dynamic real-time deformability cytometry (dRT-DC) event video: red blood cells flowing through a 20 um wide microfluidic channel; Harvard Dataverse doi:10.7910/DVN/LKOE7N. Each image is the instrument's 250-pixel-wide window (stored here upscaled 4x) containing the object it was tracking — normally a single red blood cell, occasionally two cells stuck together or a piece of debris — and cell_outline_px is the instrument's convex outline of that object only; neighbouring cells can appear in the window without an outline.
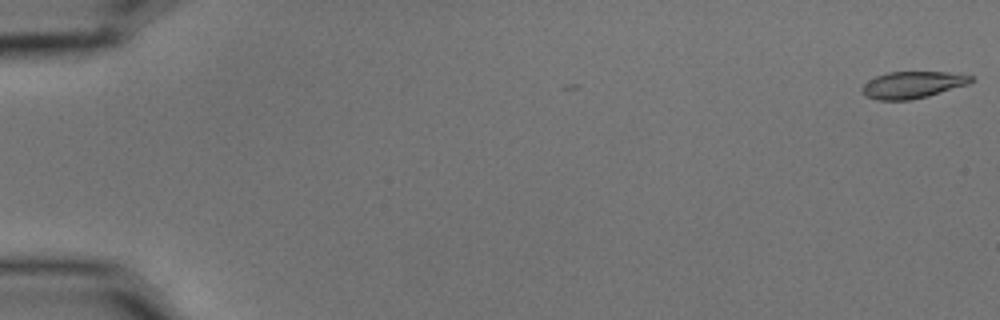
{"species": "common noctule bat (a hibernating species)", "species_latin": "Nyctalus noctula", "temperature_condition": "cold", "stored_images_in_passage": 6, "camera_frame_rate_fps": 3000, "um_per_image_px": 0.085, "animal": {"sex": "male", "body_mass_g": 15.6}, "frame": {"image": 1, "passage_image": 1, "time_ms": 0.0, "image_size_px": [1000, 320], "cell_outline_px": [[972, 80], [968, 84], [928, 96], [908, 100], [876, 100], [868, 96], [860, 88], [868, 80], [876, 76], [888, 72], [948, 72], [972, 76]], "centroid_in_image_um": [77.54, 7.21], "position_along_channel_um": 7.5, "area_um2": 16.82}}
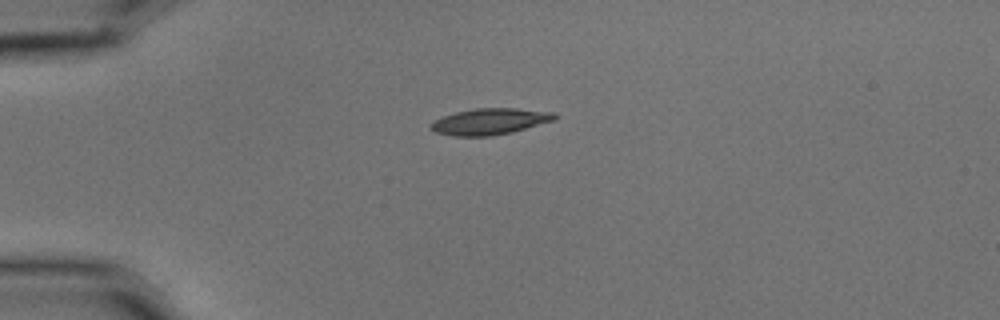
{"frame": {"image": 2, "passage_image": 5, "time_ms": 1.333, "image_size_px": [1000, 320], "cell_outline_px": [[556, 120], [512, 132], [488, 136], [456, 136], [436, 132], [428, 128], [436, 120], [444, 116], [456, 112], [472, 108], [516, 108], [556, 112]], "centroid_in_image_um": [41.68, 10.32], "position_along_channel_um": 43.3, "area_um2": 18.9}}